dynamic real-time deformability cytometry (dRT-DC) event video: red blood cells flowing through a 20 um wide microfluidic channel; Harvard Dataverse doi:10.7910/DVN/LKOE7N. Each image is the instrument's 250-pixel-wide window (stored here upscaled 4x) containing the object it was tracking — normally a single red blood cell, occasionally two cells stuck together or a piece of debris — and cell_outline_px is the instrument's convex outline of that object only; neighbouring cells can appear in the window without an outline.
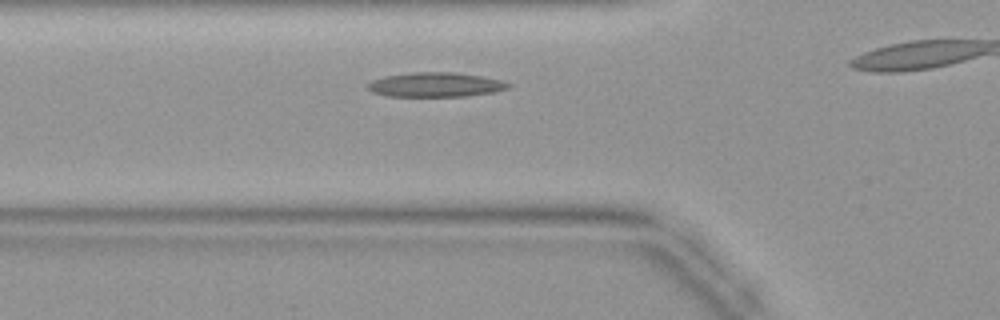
{"species": "common noctule bat (a hibernating species)", "species_latin": "Nyctalus noctula", "temperature_condition": "warm", "stored_images_in_passage": 6, "camera_frame_rate_fps": 3000, "um_per_image_px": 0.085, "animal": {"sex": "female", "body_mass_g": 19.9}, "frame": {"image": 1, "passage_image": 2, "time_ms": 0.333, "image_size_px": [1000, 320], "cell_outline_px": [[512, 84], [508, 88], [492, 92], [464, 96], [388, 96], [372, 92], [364, 84], [372, 80], [384, 76], [412, 72], [452, 72], [484, 76], [500, 80]], "centroid_in_image_um": [36.98, 7.19], "position_along_channel_um": 88.8, "area_um2": 20.06}}
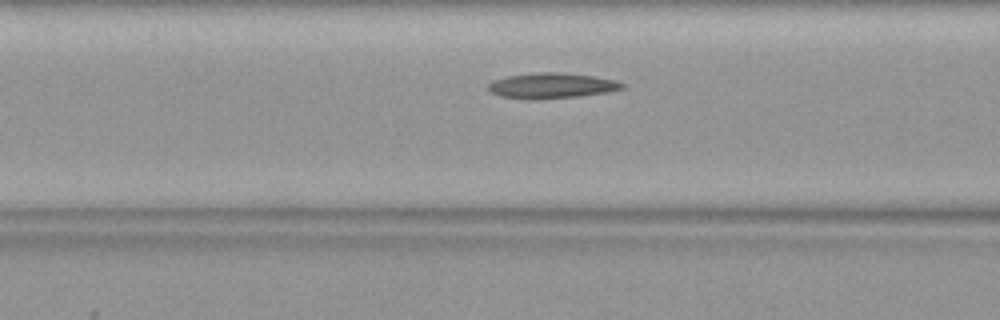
{"frame": {"image": 2, "passage_image": 4, "time_ms": 1.0, "image_size_px": [1000, 320], "cell_outline_px": [[624, 88], [608, 92], [580, 96], [532, 100], [528, 100], [500, 96], [492, 92], [488, 88], [488, 84], [492, 80], [508, 76], [536, 72], [560, 72], [592, 76], [616, 80], [624, 84]], "centroid_in_image_um": [46.87, 7.28], "position_along_channel_um": 119.7, "area_um2": 19.94}}